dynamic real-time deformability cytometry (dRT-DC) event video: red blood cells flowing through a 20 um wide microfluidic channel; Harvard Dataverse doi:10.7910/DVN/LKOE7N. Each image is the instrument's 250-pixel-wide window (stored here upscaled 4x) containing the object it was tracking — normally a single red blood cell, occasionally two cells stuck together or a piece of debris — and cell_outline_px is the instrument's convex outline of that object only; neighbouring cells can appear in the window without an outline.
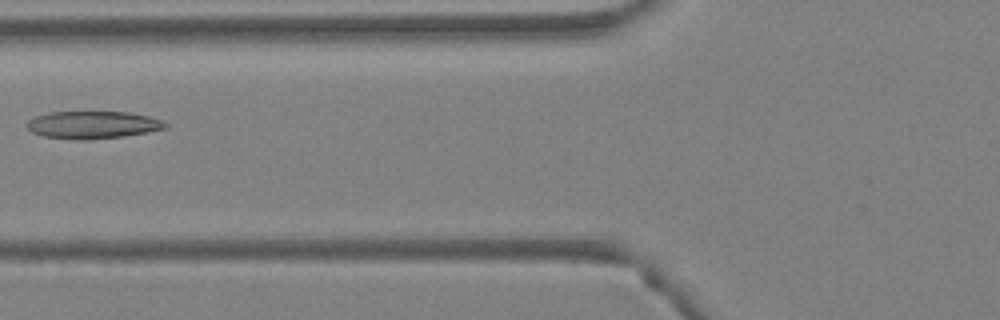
{"species": "Egyptian fruit bat (a non-hibernating species)", "species_latin": "Rousettus aegyptiacus", "temperature_condition": "warm", "stored_images_in_passage": 2, "camera_frame_rate_fps": 3000, "um_per_image_px": 0.085, "animal": {"sex": "female"}, "frame": {"image": 1, "passage_image": 2, "time_ms": 0.333, "image_size_px": [1000, 320], "cell_outline_px": [[168, 128], [148, 132], [120, 136], [88, 140], [76, 140], [44, 136], [32, 132], [24, 124], [28, 120], [36, 116], [52, 112], [128, 112], [148, 116], [160, 120], [168, 124]], "centroid_in_image_um": [7.87, 10.61], "position_along_channel_um": 117.9, "area_um2": 22.08}}